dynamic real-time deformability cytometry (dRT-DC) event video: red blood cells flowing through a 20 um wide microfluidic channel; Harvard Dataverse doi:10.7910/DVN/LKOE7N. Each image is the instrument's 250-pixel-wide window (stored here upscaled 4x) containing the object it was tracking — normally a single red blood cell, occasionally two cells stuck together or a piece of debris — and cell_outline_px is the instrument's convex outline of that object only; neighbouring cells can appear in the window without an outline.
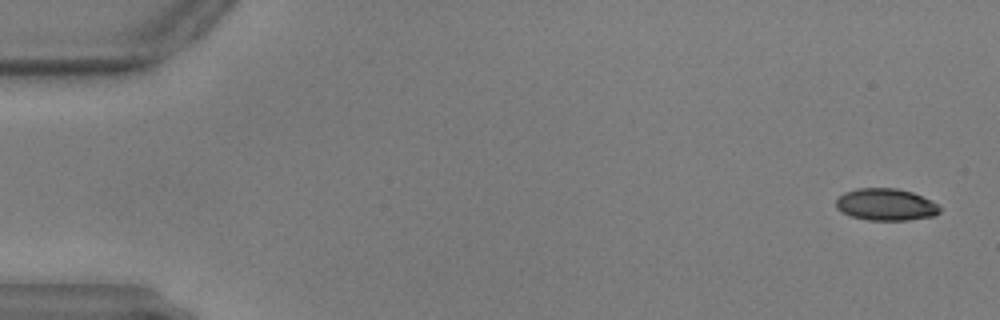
{"species": "common noctule bat (a hibernating species)", "species_latin": "Nyctalus noctula", "temperature_condition": "warm", "stored_images_in_passage": 59, "camera_frame_rate_fps": 3000, "um_per_image_px": 0.085, "animal": {"sex": "male", "body_mass_g": 17.9, "forearm_length_mm": 54.2}, "frame": {"image": 1, "passage_image": 3, "time_ms": 0.667, "image_size_px": [1000, 320], "cell_outline_px": [[940, 212], [932, 216], [908, 220], [868, 220], [852, 216], [840, 212], [836, 208], [836, 200], [844, 192], [856, 188], [896, 188], [912, 192], [936, 204], [940, 208]], "centroid_in_image_um": [75.25, 17.39], "position_along_channel_um": 9.8, "area_um2": 19.19}}
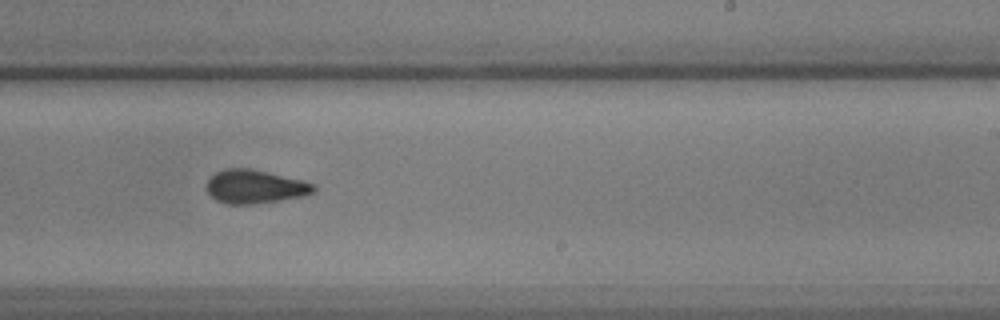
{"frame": {"image": 2, "passage_image": 37, "time_ms": 12.0, "image_size_px": [1000, 320], "cell_outline_px": [[316, 192], [304, 196], [280, 200], [252, 204], [228, 204], [216, 200], [208, 192], [208, 180], [216, 172], [224, 168], [248, 168], [300, 180], [316, 184]], "centroid_in_image_um": [21.69, 15.87], "position_along_channel_um": 267.3, "area_um2": 20.69}}
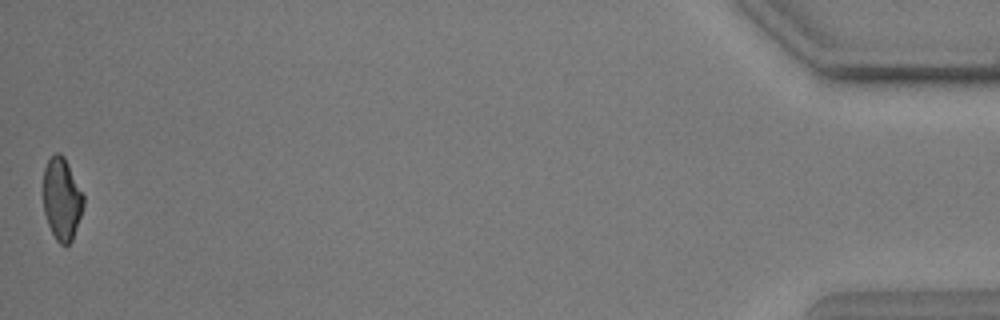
{"frame": {"image": 3, "passage_image": 59, "time_ms": 19.333, "image_size_px": [1000, 320], "cell_outline_px": [[84, 204], [72, 240], [68, 244], [60, 244], [56, 240], [48, 224], [44, 212], [44, 168], [48, 160], [56, 152], [60, 152], [64, 156], [84, 196]], "centroid_in_image_um": [5.25, 16.9], "position_along_channel_um": 429.9, "area_um2": 19.02}}